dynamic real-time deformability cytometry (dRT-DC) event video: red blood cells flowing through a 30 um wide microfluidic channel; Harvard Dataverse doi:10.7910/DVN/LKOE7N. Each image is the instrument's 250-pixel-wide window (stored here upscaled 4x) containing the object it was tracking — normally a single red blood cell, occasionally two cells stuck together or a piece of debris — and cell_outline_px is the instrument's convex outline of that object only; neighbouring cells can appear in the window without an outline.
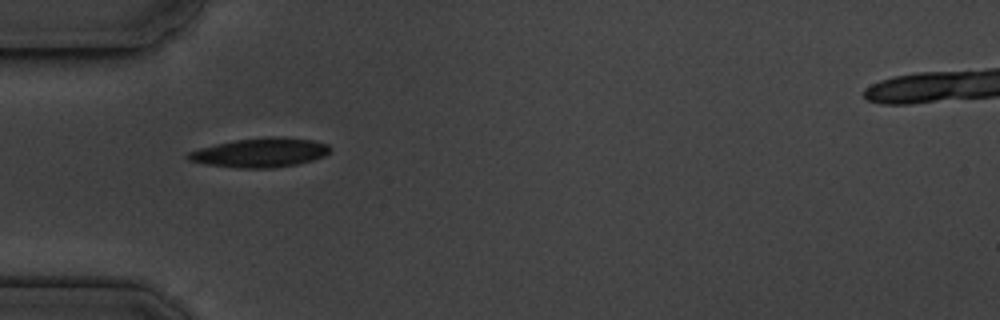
{"species": "common noctule bat (a hibernating species)", "species_latin": "Nyctalus noctula", "temperature_condition": "cold", "stored_images_in_passage": 22, "camera_frame_rate_fps": 3000, "um_per_image_px": 0.085, "animal": {"sex": "male", "body_mass_g": 19.5, "forearm_length_mm": 54.6}, "frame": {"image": 1, "passage_image": 1, "time_ms": 0.0, "image_size_px": [1000, 320], "cell_outline_px": [[332, 152], [324, 156], [312, 160], [296, 164], [276, 168], [240, 168], [204, 164], [188, 160], [184, 156], [188, 152], [200, 148], [216, 144], [236, 140], [272, 136], [312, 140], [328, 144], [332, 148]], "centroid_in_image_um": [22.12, 12.98], "position_along_channel_um": 62.9, "area_um2": 24.22}}
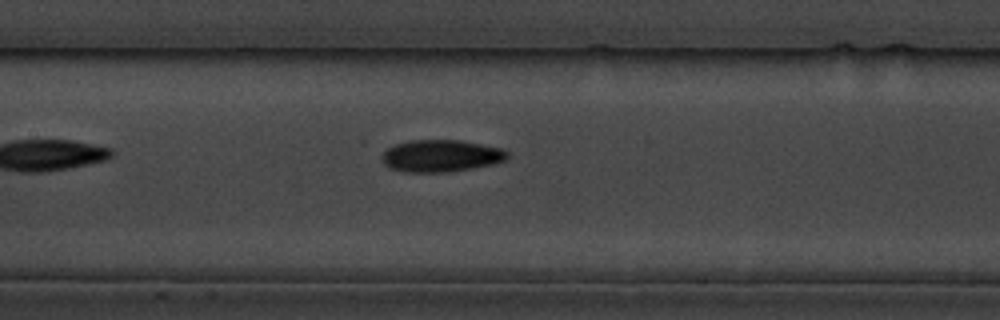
{"frame": {"image": 2, "passage_image": 10, "time_ms": 3.0, "image_size_px": [1000, 320], "cell_outline_px": [[508, 156], [504, 160], [492, 164], [472, 168], [448, 172], [404, 172], [388, 168], [384, 164], [384, 152], [388, 148], [396, 144], [408, 140], [460, 140], [500, 148], [508, 152]], "centroid_in_image_um": [37.46, 13.25], "position_along_channel_um": 169.9, "area_um2": 23.24}}